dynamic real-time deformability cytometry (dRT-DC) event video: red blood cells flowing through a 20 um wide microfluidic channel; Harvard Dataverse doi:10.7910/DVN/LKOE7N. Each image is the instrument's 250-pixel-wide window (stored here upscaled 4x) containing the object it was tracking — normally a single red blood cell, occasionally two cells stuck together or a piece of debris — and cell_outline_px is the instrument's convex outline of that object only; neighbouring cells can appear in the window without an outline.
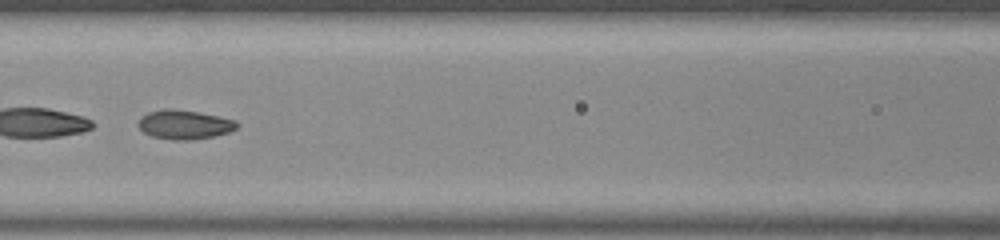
{"species": "common noctule bat (a hibernating species)", "species_latin": "Nyctalus noctula", "temperature_condition": "room temperature", "stored_images_in_passage": 52, "camera_frame_rate_fps": 3000, "um_per_image_px": 0.085, "animal": {"sex": "male", "body_mass_g": 20.0, "forearm_length_mm": 53.3}, "frame": {"image": 1, "passage_image": 23, "time_ms": 7.333, "image_size_px": [1000, 240], "cell_outline_px": [[240, 124], [236, 128], [228, 132], [216, 136], [192, 140], [172, 140], [152, 136], [144, 132], [136, 124], [140, 116], [148, 112], [164, 108], [172, 108], [196, 112], [236, 120]], "centroid_in_image_um": [15.64, 10.59], "position_along_channel_um": 151.0, "area_um2": 16.88}, "authors_computed_cell_mechanics": {"area_um2": 28.9289, "velocity_mm_per_s": 3.7631, "shape_relaxation_time_tau1_ms": null, "shape_relaxation_time_tau2_ms": 1.3255, "deformation_change_tau1": null, "deformation_change_tau2": 0.0528}}